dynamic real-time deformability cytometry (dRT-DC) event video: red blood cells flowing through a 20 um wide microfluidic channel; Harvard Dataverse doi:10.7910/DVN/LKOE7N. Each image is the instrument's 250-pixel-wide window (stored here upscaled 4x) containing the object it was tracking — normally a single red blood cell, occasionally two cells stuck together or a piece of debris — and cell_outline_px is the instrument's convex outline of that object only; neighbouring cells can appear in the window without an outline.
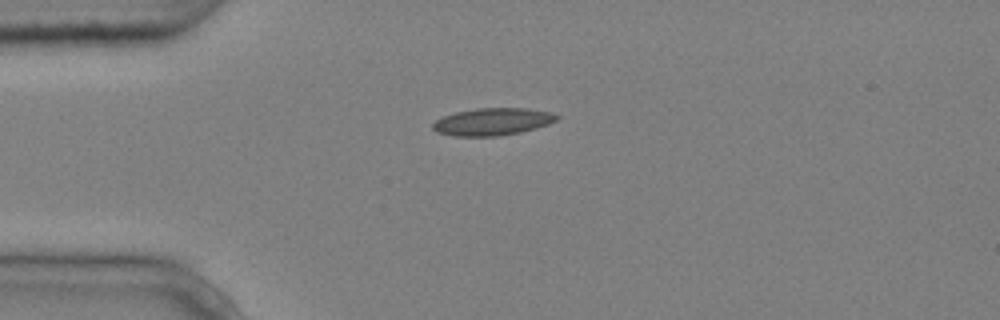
{"species": "common noctule bat (a hibernating species)", "species_latin": "Nyctalus noctula", "temperature_condition": "cold", "stored_images_in_passage": 7, "camera_frame_rate_fps": 3000, "um_per_image_px": 0.085, "animal": {"sex": "male", "body_mass_g": 20.4}, "frame": {"image": 1, "passage_image": 1, "time_ms": 0.0, "image_size_px": [1000, 320], "cell_outline_px": [[560, 116], [556, 120], [548, 124], [536, 128], [520, 132], [496, 136], [452, 136], [436, 132], [432, 128], [432, 124], [436, 120], [444, 116], [456, 112], [476, 108], [528, 108], [552, 112]], "centroid_in_image_um": [41.86, 10.34], "position_along_channel_um": 43.1, "area_um2": 19.77}}
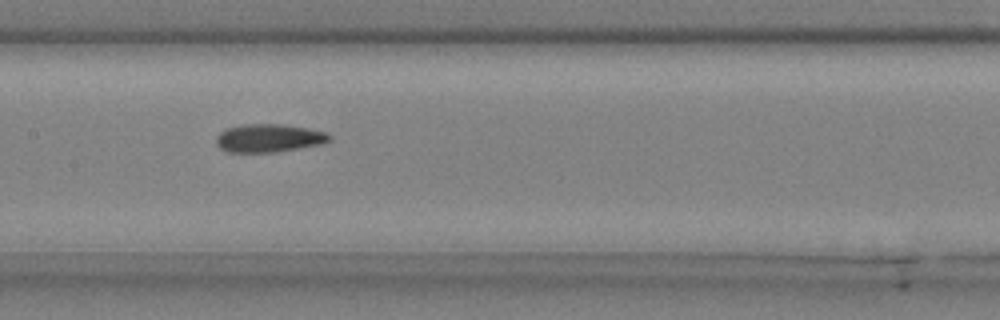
{"frame": {"image": 2, "passage_image": 5, "time_ms": 1.333, "image_size_px": [1000, 320], "cell_outline_px": [[332, 140], [324, 144], [276, 152], [228, 152], [220, 148], [216, 144], [216, 136], [224, 128], [244, 124], [280, 124], [308, 128], [328, 132], [332, 136]], "centroid_in_image_um": [22.88, 11.73], "position_along_channel_um": 184.5, "area_um2": 18.9}}
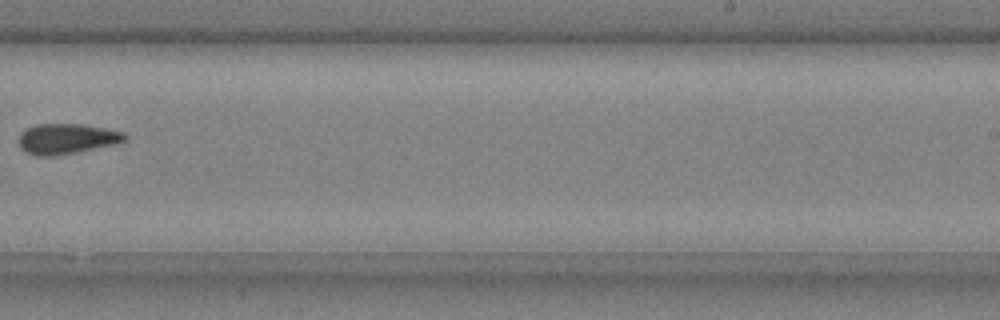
{"frame": {"image": 3, "passage_image": 7, "time_ms": 2.0, "image_size_px": [1000, 320], "cell_outline_px": [[128, 140], [116, 144], [52, 156], [36, 156], [24, 152], [20, 148], [20, 132], [36, 124], [84, 124], [124, 132], [128, 136]], "centroid_in_image_um": [5.68, 11.79], "position_along_channel_um": 283.3, "area_um2": 18.73}}